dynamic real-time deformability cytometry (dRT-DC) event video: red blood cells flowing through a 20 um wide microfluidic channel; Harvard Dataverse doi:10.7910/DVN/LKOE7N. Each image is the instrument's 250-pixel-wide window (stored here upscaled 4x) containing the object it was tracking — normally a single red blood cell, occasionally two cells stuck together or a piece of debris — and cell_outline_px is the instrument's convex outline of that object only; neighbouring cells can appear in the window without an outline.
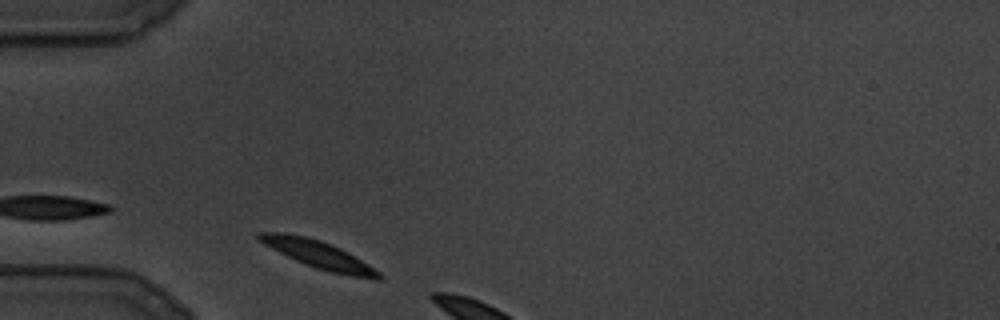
{"species": "common noctule bat (a hibernating species)", "species_latin": "Nyctalus noctula", "temperature_condition": "cold", "stored_images_in_passage": 7, "camera_frame_rate_fps": 3000, "um_per_image_px": 0.085, "animal": {"sex": "male", "body_mass_g": 19.5, "forearm_length_mm": 54.6}, "frame": {"image": 1, "passage_image": 2, "time_ms": 0.333, "image_size_px": [1000, 320], "cell_outline_px": [[384, 276], [380, 280], [376, 280], [352, 276], [332, 272], [316, 268], [296, 260], [256, 240], [256, 232], [284, 232], [308, 236], [320, 240], [340, 248], [348, 252], [368, 264], [380, 272]], "centroid_in_image_um": [27.07, 21.62], "position_along_channel_um": 57.9, "area_um2": 19.25}}